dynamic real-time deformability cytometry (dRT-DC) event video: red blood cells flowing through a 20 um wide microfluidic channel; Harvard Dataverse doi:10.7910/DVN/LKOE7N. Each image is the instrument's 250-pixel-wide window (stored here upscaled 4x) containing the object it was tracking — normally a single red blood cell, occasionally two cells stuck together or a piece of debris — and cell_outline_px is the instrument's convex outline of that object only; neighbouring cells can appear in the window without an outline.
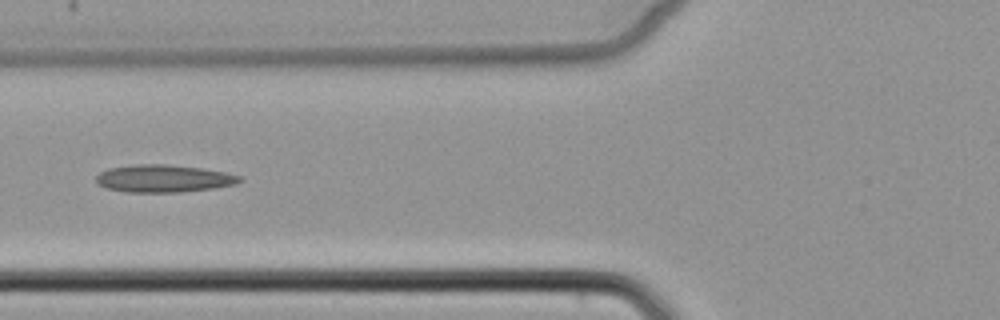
{"species": "common noctule bat (a hibernating species)", "species_latin": "Nyctalus noctula", "temperature_condition": "cold", "stored_images_in_passage": 7, "camera_frame_rate_fps": 3000, "um_per_image_px": 0.085, "animal": {"sex": "female", "body_mass_g": 22.7, "forearm_length_mm": 54.2}, "frame": {"image": 1, "passage_image": 6, "time_ms": 6.0, "image_size_px": [1000, 320], "cell_outline_px": [[244, 180], [236, 184], [212, 188], [180, 192], [124, 192], [104, 188], [96, 184], [96, 176], [100, 172], [108, 168], [132, 164], [164, 164], [200, 168], [224, 172], [240, 176]], "centroid_in_image_um": [13.85, 15.17], "position_along_channel_um": 112.0, "area_um2": 23.12}}
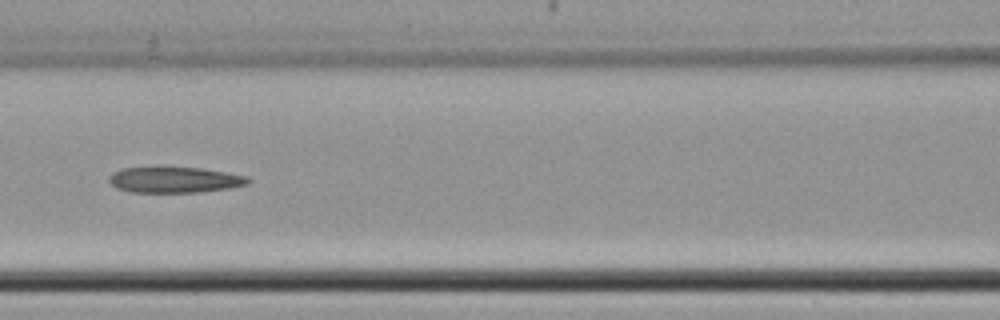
{"frame": {"image": 2, "passage_image": 7, "time_ms": 7.0, "image_size_px": [1000, 320], "cell_outline_px": [[252, 180], [248, 184], [228, 188], [200, 192], [128, 192], [116, 188], [108, 180], [108, 176], [112, 172], [124, 168], [160, 164], [164, 164], [200, 168], [228, 172], [248, 176]], "centroid_in_image_um": [14.8, 15.23], "position_along_channel_um": 151.8, "area_um2": 22.02}}